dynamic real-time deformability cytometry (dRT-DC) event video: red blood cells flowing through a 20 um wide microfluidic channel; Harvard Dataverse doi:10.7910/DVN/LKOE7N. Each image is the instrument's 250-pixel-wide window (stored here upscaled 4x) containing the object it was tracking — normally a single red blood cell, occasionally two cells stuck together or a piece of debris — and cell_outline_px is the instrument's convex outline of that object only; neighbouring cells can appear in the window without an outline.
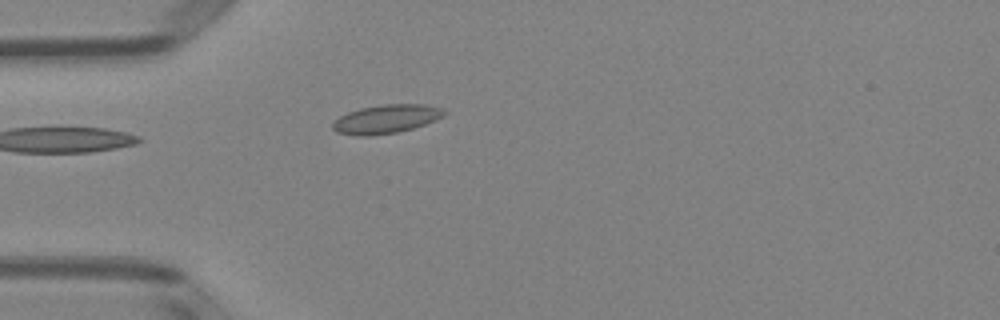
{"species": "Egyptian fruit bat (a non-hibernating species)", "species_latin": "Rousettus aegyptiacus", "temperature_condition": "room temperature", "stored_images_in_passage": 5, "camera_frame_rate_fps": 3000, "um_per_image_px": 0.085, "animal": {"sex": "female"}, "frame": {"image": 1, "passage_image": 5, "time_ms": 4.667, "image_size_px": [1000, 320], "cell_outline_px": [[448, 112], [444, 116], [424, 124], [412, 128], [396, 132], [368, 136], [360, 136], [336, 132], [332, 128], [332, 124], [340, 116], [348, 112], [360, 108], [384, 104], [424, 104], [444, 108]], "centroid_in_image_um": [32.84, 10.1], "position_along_channel_um": 52.2, "area_um2": 18.55}}